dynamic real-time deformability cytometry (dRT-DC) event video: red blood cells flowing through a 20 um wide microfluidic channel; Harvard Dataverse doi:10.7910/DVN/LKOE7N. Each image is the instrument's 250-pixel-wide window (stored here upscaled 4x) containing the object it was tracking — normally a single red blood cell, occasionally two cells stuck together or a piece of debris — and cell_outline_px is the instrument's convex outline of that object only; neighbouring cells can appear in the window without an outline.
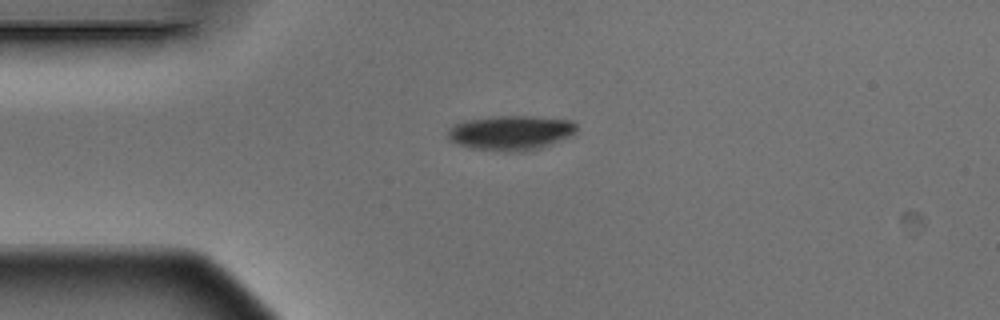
{"species": "Egyptian fruit bat (a non-hibernating species)", "species_latin": "Rousettus aegyptiacus", "temperature_condition": "warm", "stored_images_in_passage": 2, "camera_frame_rate_fps": 3000, "um_per_image_px": 0.085, "animal": {"sex": "male"}, "frame": {"image": 1, "passage_image": 1, "time_ms": 0.0, "image_size_px": [1000, 320], "cell_outline_px": [[576, 132], [572, 136], [552, 144], [540, 148], [520, 152], [472, 148], [448, 140], [448, 132], [456, 124], [468, 120], [500, 116], [528, 116], [572, 120], [576, 124]], "centroid_in_image_um": [43.49, 11.29], "position_along_channel_um": 41.5, "area_um2": 25.66}}